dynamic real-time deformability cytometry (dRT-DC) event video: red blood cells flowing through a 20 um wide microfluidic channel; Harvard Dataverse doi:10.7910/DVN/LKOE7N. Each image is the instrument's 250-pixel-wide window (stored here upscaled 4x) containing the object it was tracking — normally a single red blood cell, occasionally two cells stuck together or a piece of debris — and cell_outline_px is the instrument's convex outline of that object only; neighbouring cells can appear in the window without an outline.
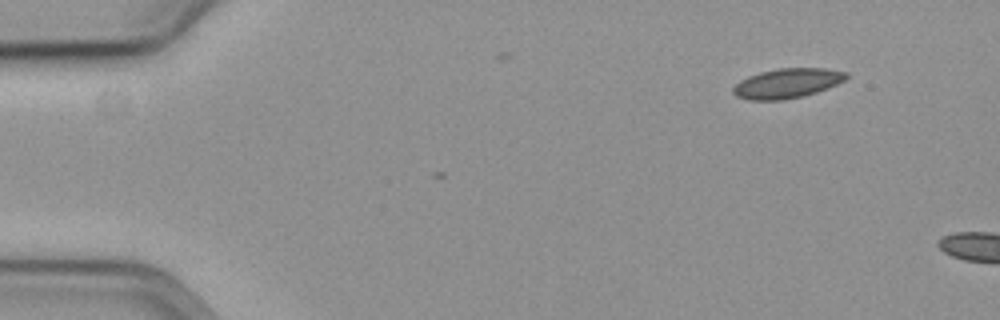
{"species": "common noctule bat (a hibernating species)", "species_latin": "Nyctalus noctula", "temperature_condition": "cold", "stored_images_in_passage": 3, "camera_frame_rate_fps": 3000, "um_per_image_px": 0.085, "animal": {"sex": "female", "body_mass_g": 19.3, "forearm_length_mm": 54.1}, "frame": {"image": 1, "passage_image": 3, "time_ms": 0.667, "image_size_px": [1000, 320], "cell_outline_px": [[848, 76], [844, 80], [828, 88], [804, 96], [784, 100], [748, 100], [736, 96], [732, 92], [732, 88], [740, 80], [748, 76], [760, 72], [780, 68], [828, 68], [848, 72]], "centroid_in_image_um": [66.91, 7.08], "position_along_channel_um": 18.1, "area_um2": 19.71}}